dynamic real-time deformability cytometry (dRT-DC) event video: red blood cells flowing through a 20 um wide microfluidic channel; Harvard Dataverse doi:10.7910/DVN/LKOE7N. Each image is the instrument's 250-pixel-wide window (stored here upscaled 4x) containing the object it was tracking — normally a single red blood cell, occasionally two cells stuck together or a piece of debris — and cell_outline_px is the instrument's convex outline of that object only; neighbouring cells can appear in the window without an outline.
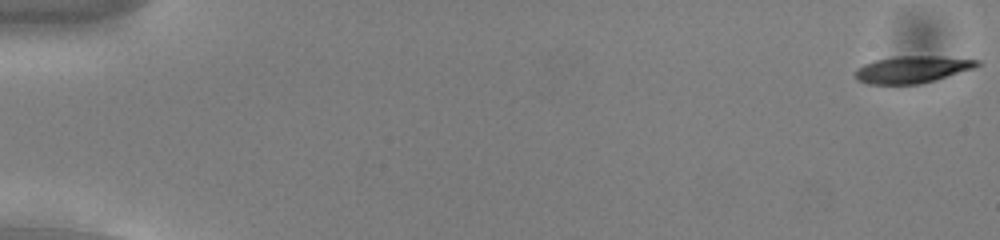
{"species": "common noctule bat (a hibernating species)", "species_latin": "Nyctalus noctula", "temperature_condition": "cold", "stored_images_in_passage": 55, "camera_frame_rate_fps": 3000, "um_per_image_px": 0.085, "animal": {"sex": "male", "body_mass_g": 13.0, "forearm_length_mm": 53.1}, "frame": {"image": 1, "passage_image": 1, "time_ms": 0.0, "image_size_px": [1000, 240], "cell_outline_px": [[984, 64], [976, 68], [936, 80], [920, 84], [868, 84], [856, 80], [856, 68], [864, 64], [876, 60], [892, 56], [940, 56], [980, 60]], "centroid_in_image_um": [77.6, 5.9], "position_along_channel_um": 7.4, "area_um2": 19.48}}
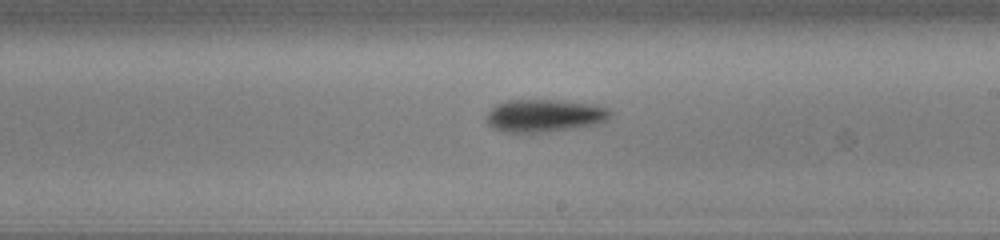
{"frame": {"image": 2, "passage_image": 33, "time_ms": 10.667, "image_size_px": [1000, 240], "cell_outline_px": [[612, 112], [604, 120], [596, 124], [572, 128], [544, 132], [504, 132], [492, 128], [484, 120], [488, 112], [496, 104], [508, 100], [556, 100], [588, 104], [608, 108]], "centroid_in_image_um": [46.19, 9.83], "position_along_channel_um": 242.8, "area_um2": 23.29}}
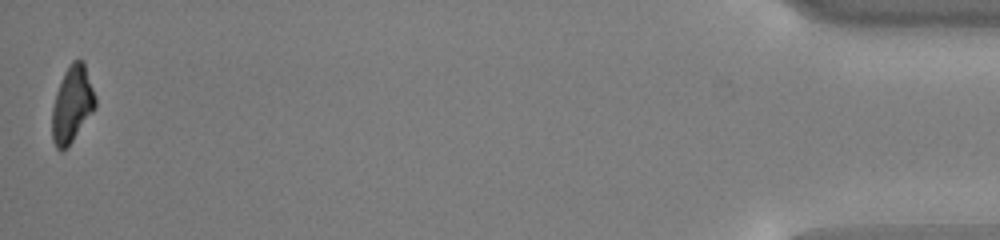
{"frame": {"image": 3, "passage_image": 55, "time_ms": 18.0, "image_size_px": [1000, 240], "cell_outline_px": [[96, 108], [68, 148], [60, 152], [56, 148], [52, 140], [52, 108], [56, 92], [64, 72], [68, 64], [72, 60], [84, 60], [96, 96]], "centroid_in_image_um": [6.14, 8.88], "position_along_channel_um": 429.1, "area_um2": 19.71}, "authors_computed_cell_mechanics": {"area_um2": 21.1548, "velocity_mm_per_s": 3.7706, "shape_relaxation_time_tau1_ms": 2.0794, "shape_relaxation_time_tau2_ms": null, "deformation_change_tau1": 0.1257, "deformation_change_tau2": null}}